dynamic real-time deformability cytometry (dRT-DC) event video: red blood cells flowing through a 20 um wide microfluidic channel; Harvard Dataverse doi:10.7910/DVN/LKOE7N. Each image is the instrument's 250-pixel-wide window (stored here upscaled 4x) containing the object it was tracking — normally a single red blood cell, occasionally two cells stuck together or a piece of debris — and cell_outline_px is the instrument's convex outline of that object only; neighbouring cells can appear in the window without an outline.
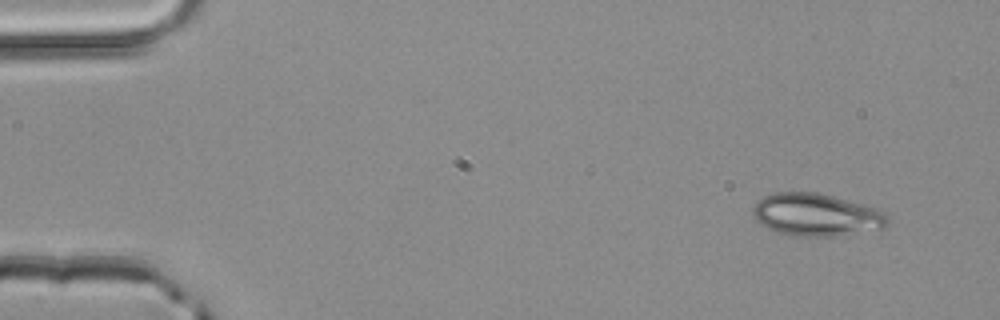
{"species": "common noctule bat (a hibernating species)", "species_latin": "Nyctalus noctula", "temperature_condition": "room temperature", "stored_images_in_passage": 4, "segment_of_instrument_passage": [1, 2], "camera_frame_rate_fps": 3000, "um_per_image_px": 0.085, "animal": {"sex": "male", "body_mass_g": 20.4}, "frame": {"image": 1, "passage_image": 1, "time_ms": 0.0, "image_size_px": [1000, 320], "cell_outline_px": [[888, 224], [884, 228], [836, 236], [792, 236], [776, 232], [760, 224], [756, 220], [752, 212], [752, 208], [756, 200], [764, 196], [776, 192], [816, 192], [832, 196], [876, 208], [884, 212], [888, 216]], "centroid_in_image_um": [69.35, 18.26], "position_along_channel_um": 15.7, "area_um2": 33.47}}